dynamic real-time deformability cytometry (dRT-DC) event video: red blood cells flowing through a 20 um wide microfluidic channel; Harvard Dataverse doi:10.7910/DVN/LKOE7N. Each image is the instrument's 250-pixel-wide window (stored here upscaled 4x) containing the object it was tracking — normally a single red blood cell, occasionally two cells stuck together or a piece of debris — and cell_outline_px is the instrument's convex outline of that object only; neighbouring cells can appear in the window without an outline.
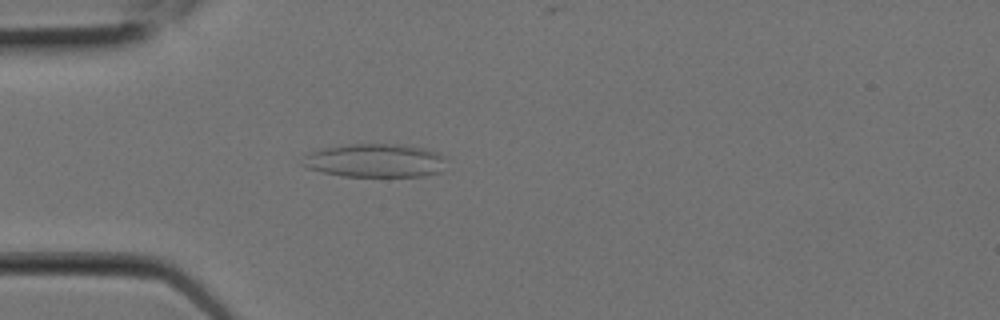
{"species": "Egyptian fruit bat (a non-hibernating species)", "species_latin": "Rousettus aegyptiacus", "temperature_condition": "room temperature", "stored_images_in_passage": 6, "camera_frame_rate_fps": 3000, "um_per_image_px": 0.085, "animal": {"sex": "female"}, "frame": {"image": 1, "passage_image": 5, "time_ms": 1.333, "image_size_px": [1000, 320], "cell_outline_px": [[448, 160], [440, 172], [424, 176], [344, 176], [324, 172], [308, 168], [300, 164], [304, 156], [312, 152], [324, 148], [348, 144], [404, 144], [424, 148], [440, 152]], "centroid_in_image_um": [31.95, 13.64], "position_along_channel_um": 53.1, "area_um2": 28.26}}